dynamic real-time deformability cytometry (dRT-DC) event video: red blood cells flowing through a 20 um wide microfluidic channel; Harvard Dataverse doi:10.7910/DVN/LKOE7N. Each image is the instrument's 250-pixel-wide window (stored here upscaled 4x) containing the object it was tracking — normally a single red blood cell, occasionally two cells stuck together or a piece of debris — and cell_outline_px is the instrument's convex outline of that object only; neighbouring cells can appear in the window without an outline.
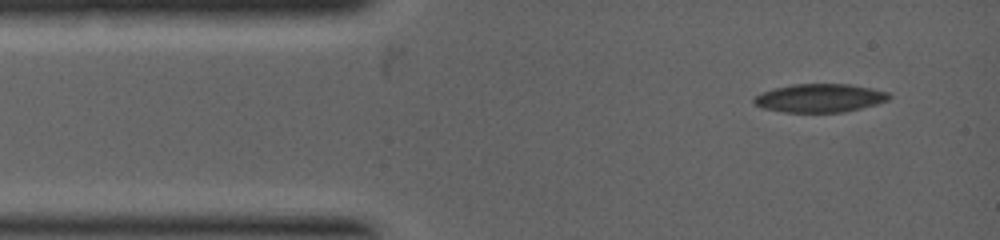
{"species": "common noctule bat (a hibernating species)", "species_latin": "Nyctalus noctula", "temperature_condition": "warm", "stored_images_in_passage": 2, "camera_frame_rate_fps": 5000, "um_per_image_px": 0.085, "animal": {"sex": "female", "body_mass_g": 19.0, "forearm_length_mm": 53.3}, "frame": {"image": 1, "passage_image": 1, "time_ms": 0.0, "image_size_px": [1000, 240], "cell_outline_px": [[892, 96], [888, 100], [876, 104], [844, 112], [784, 112], [764, 108], [752, 104], [752, 100], [756, 96], [764, 92], [776, 88], [792, 84], [848, 84], [872, 88], [888, 92]], "centroid_in_image_um": [69.69, 8.33], "position_along_channel_um": 15.3, "area_um2": 22.25}}